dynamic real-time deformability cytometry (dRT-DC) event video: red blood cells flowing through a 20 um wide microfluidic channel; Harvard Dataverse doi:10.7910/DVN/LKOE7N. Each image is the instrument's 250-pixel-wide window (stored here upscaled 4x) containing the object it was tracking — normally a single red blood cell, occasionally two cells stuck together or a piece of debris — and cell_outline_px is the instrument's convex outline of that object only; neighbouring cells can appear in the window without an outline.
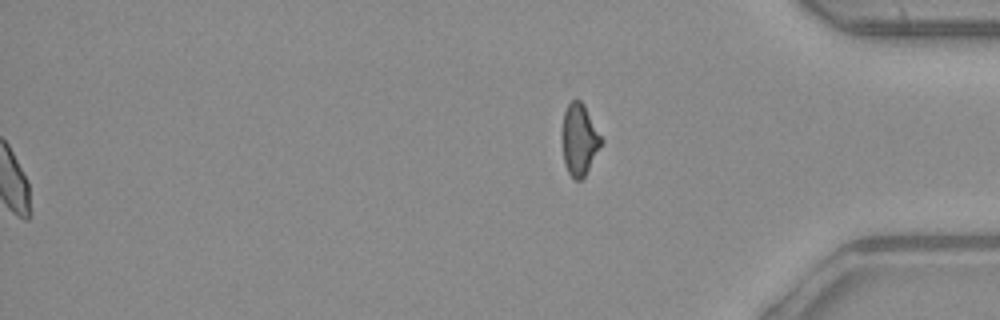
{"species": "common noctule bat (a hibernating species)", "species_latin": "Nyctalus noctula", "temperature_condition": "warm", "stored_images_in_passage": 40, "segment_of_instrument_passage": [2, 2], "camera_frame_rate_fps": 3000, "um_per_image_px": 0.085, "animal": {"sex": "male", "body_mass_g": 23.1, "forearm_length_mm": 52.7}, "frame": {"image": 1, "passage_image": 40, "time_ms": 13.0, "image_size_px": [1000, 320], "cell_outline_px": [[604, 140], [584, 176], [580, 180], [576, 180], [568, 172], [564, 164], [560, 136], [560, 132], [564, 112], [568, 104], [572, 100], [580, 100], [584, 104]], "centroid_in_image_um": [49.21, 11.84], "position_along_channel_um": 386.0, "area_um2": 16.59}}